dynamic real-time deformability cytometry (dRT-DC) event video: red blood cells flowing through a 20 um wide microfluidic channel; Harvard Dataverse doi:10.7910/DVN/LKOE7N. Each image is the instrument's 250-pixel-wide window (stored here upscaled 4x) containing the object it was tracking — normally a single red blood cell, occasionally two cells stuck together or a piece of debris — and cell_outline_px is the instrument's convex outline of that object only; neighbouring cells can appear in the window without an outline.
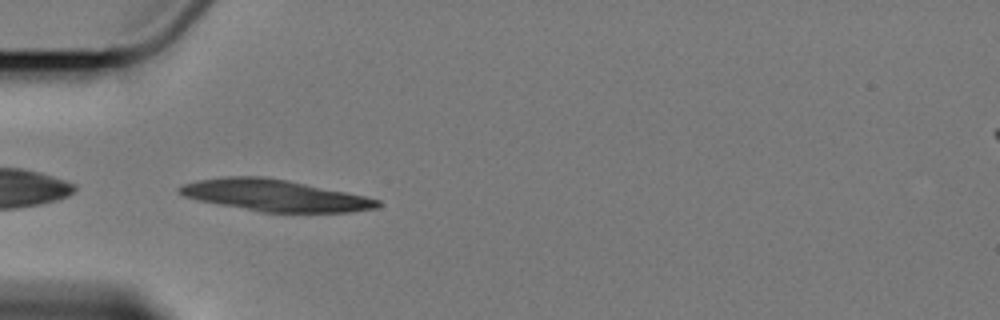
{"species": "Egyptian fruit bat (a non-hibernating species)", "species_latin": "Rousettus aegyptiacus", "temperature_condition": "cold", "stored_images_in_passage": 6, "camera_frame_rate_fps": 3000, "um_per_image_px": 0.085, "animal": {"sex": "female"}, "frame": {"image": 1, "passage_image": 4, "time_ms": 3.667, "image_size_px": [1000, 320], "cell_outline_px": [[380, 204], [376, 208], [352, 212], [260, 212], [200, 200], [184, 196], [176, 188], [184, 184], [196, 180], [228, 176], [260, 176], [284, 180], [364, 196], [380, 200]], "centroid_in_image_um": [23.33, 16.61], "position_along_channel_um": 61.7, "area_um2": 35.78}}
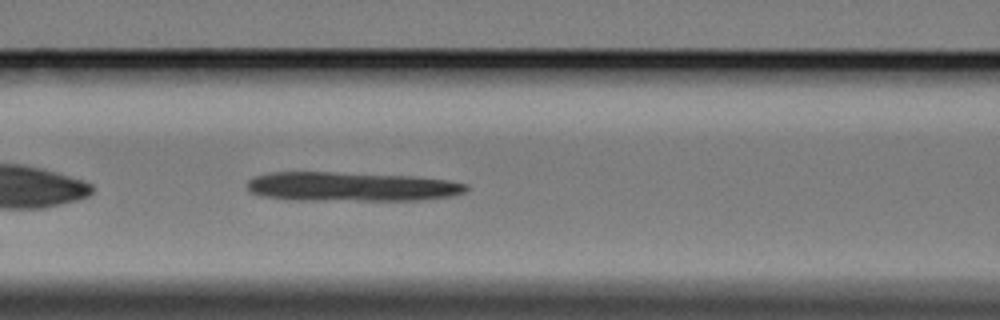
{"frame": {"image": 2, "passage_image": 6, "time_ms": 6.0, "image_size_px": [1000, 320], "cell_outline_px": [[468, 188], [464, 192], [452, 196], [420, 200], [288, 200], [260, 196], [252, 192], [248, 188], [248, 180], [256, 176], [268, 172], [332, 172], [412, 176], [448, 180], [468, 184]], "centroid_in_image_um": [29.85, 15.87], "position_along_channel_um": 136.8, "area_um2": 37.51}}